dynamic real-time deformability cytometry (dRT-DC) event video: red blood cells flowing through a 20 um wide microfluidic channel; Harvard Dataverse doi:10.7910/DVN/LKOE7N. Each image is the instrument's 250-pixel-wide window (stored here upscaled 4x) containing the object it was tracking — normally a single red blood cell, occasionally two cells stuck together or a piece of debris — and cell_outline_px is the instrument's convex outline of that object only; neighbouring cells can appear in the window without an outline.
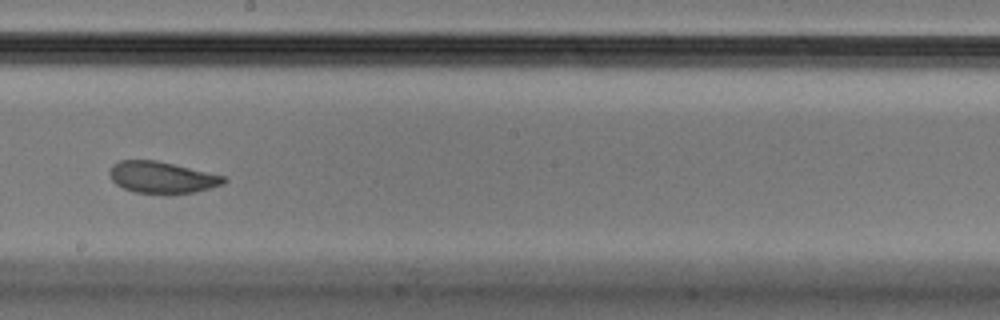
{"species": "Egyptian fruit bat (a non-hibernating species)", "species_latin": "Rousettus aegyptiacus", "temperature_condition": "cold", "stored_images_in_passage": 57, "camera_frame_rate_fps": 3000, "um_per_image_px": 0.085, "animal": {"sex": "male"}, "frame": {"image": 1, "passage_image": 33, "time_ms": 10.667, "image_size_px": [1000, 320], "cell_outline_px": [[228, 180], [224, 184], [196, 192], [168, 196], [164, 196], [136, 192], [124, 188], [116, 184], [112, 180], [108, 172], [112, 164], [120, 160], [156, 160], [224, 176]], "centroid_in_image_um": [13.76, 15.11], "position_along_channel_um": 234.4, "area_um2": 21.5}}
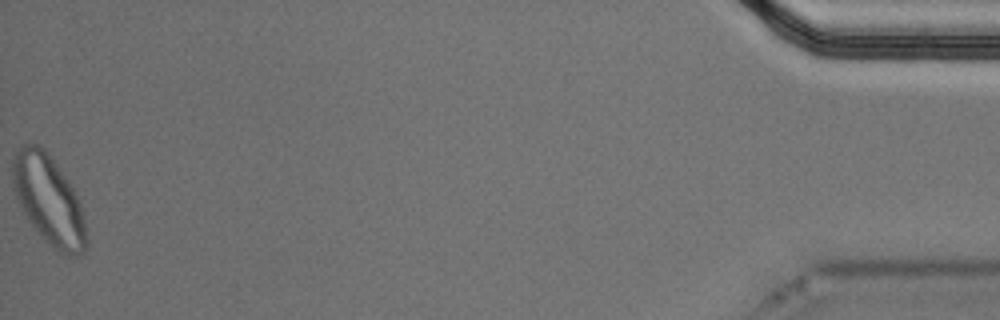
{"frame": {"image": 2, "passage_image": 57, "time_ms": 18.667, "image_size_px": [1000, 320], "cell_outline_px": [[88, 248], [84, 252], [76, 256], [68, 256], [52, 248], [44, 240], [32, 224], [16, 200], [12, 180], [12, 156], [24, 144], [36, 144], [44, 148], [68, 180], [80, 204], [84, 216], [88, 240]], "centroid_in_image_um": [4.15, 17.03], "position_along_channel_um": 431.0, "area_um2": 38.38}, "authors_computed_cell_mechanics": {"area_um2": 22.0796, "velocity_mm_per_s": 3.6246, "shape_relaxation_time_tau1_ms": 6.1371, "shape_relaxation_time_tau2_ms": 1.4395, "deformation_change_tau1": 0.1445, "deformation_change_tau2": 0.0686}}